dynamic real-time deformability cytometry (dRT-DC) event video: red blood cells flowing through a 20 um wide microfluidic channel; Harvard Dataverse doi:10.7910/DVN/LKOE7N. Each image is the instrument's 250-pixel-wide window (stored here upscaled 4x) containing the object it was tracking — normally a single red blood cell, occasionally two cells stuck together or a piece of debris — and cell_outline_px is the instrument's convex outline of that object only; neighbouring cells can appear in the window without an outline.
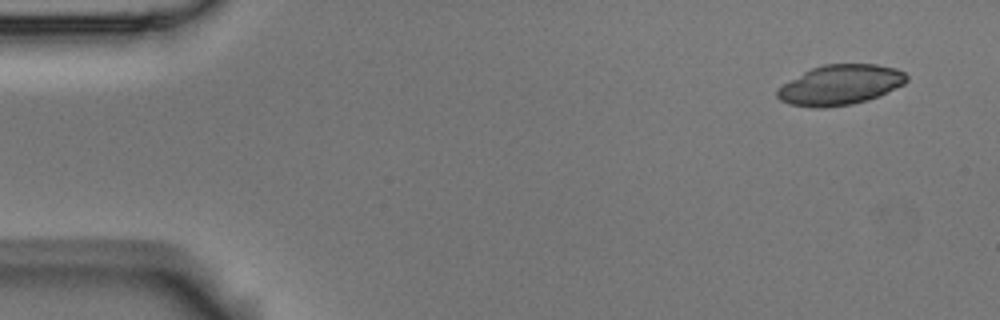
{"species": "Egyptian fruit bat (a non-hibernating species)", "species_latin": "Rousettus aegyptiacus", "temperature_condition": "room temperature", "stored_images_in_passage": 5, "camera_frame_rate_fps": 3000, "um_per_image_px": 0.085, "animal": {"sex": "male"}, "frame": {"image": 1, "passage_image": 1, "time_ms": 0.0, "image_size_px": [1000, 320], "cell_outline_px": [[908, 80], [904, 84], [880, 96], [868, 100], [852, 104], [824, 108], [816, 108], [788, 104], [780, 100], [776, 96], [776, 88], [804, 72], [812, 68], [824, 64], [876, 64], [896, 68], [904, 72], [908, 76]], "centroid_in_image_um": [71.42, 7.22], "position_along_channel_um": 13.6, "area_um2": 30.4}}
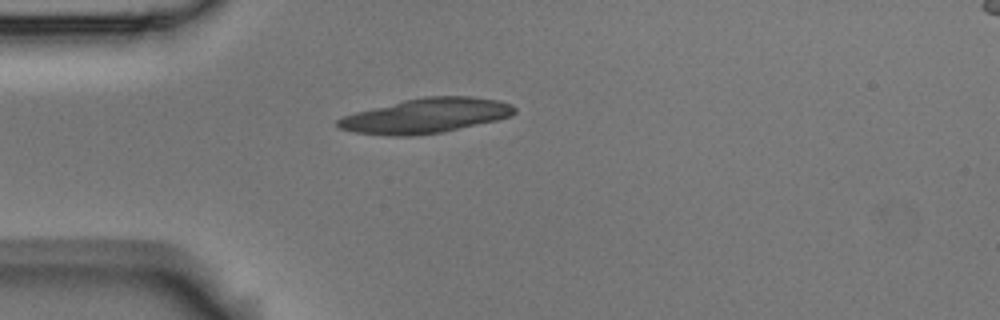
{"frame": {"image": 2, "passage_image": 4, "time_ms": 1.0, "image_size_px": [1000, 320], "cell_outline_px": [[516, 112], [512, 116], [496, 120], [444, 132], [412, 136], [388, 136], [356, 132], [336, 128], [336, 120], [344, 116], [356, 112], [404, 100], [428, 96], [468, 96], [500, 100], [512, 104], [516, 108]], "centroid_in_image_um": [36.22, 9.84], "position_along_channel_um": 48.8, "area_um2": 35.84}}